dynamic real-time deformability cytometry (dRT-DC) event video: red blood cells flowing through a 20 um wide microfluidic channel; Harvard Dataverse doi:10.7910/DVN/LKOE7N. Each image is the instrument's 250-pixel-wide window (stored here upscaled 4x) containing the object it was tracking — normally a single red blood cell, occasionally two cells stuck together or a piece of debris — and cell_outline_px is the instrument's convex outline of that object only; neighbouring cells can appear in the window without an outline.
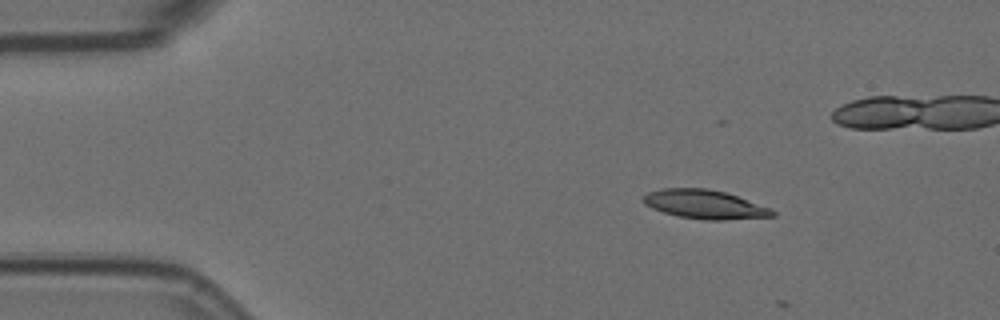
{"species": "Egyptian fruit bat (a non-hibernating species)", "species_latin": "Rousettus aegyptiacus", "temperature_condition": "room temperature", "stored_images_in_passage": 16, "camera_frame_rate_fps": 3000, "um_per_image_px": 0.085, "animal": {"sex": "female"}, "frame": {"image": 1, "passage_image": 2, "time_ms": 0.333, "image_size_px": [1000, 320], "cell_outline_px": [[776, 216], [724, 220], [704, 220], [680, 216], [664, 212], [652, 208], [644, 204], [644, 196], [648, 192], [660, 188], [708, 188], [724, 192], [772, 208], [776, 212]], "centroid_in_image_um": [59.93, 17.37], "position_along_channel_um": 25.1, "area_um2": 21.68}}